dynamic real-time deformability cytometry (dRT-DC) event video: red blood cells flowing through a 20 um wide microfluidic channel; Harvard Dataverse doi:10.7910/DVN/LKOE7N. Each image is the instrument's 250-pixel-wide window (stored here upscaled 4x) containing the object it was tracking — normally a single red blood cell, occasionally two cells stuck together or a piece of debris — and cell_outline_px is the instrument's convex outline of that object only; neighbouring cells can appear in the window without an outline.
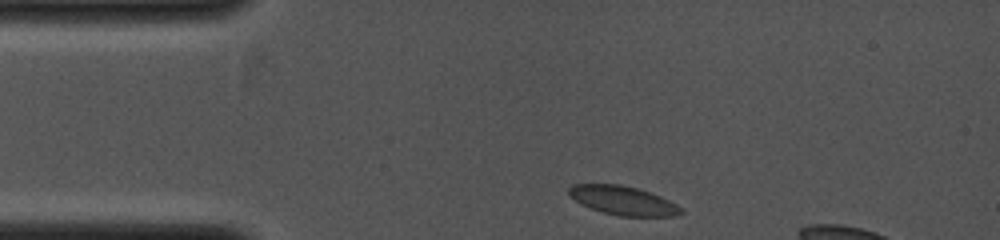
{"species": "common noctule bat (a hibernating species)", "species_latin": "Nyctalus noctula", "temperature_condition": "cold", "stored_images_in_passage": 6, "camera_frame_rate_fps": 4000, "um_per_image_px": 0.085, "animal": {"sex": "female", "body_mass_g": 19.0, "forearm_length_mm": 53.3}, "frame": {"image": 1, "passage_image": 1, "time_ms": 0.0, "image_size_px": [1000, 240], "cell_outline_px": [[684, 212], [676, 216], [620, 216], [604, 212], [592, 208], [568, 196], [568, 188], [572, 184], [620, 184], [636, 188], [660, 196], [676, 204]], "centroid_in_image_um": [52.95, 17.04], "position_along_channel_um": 32.1, "area_um2": 18.61}}